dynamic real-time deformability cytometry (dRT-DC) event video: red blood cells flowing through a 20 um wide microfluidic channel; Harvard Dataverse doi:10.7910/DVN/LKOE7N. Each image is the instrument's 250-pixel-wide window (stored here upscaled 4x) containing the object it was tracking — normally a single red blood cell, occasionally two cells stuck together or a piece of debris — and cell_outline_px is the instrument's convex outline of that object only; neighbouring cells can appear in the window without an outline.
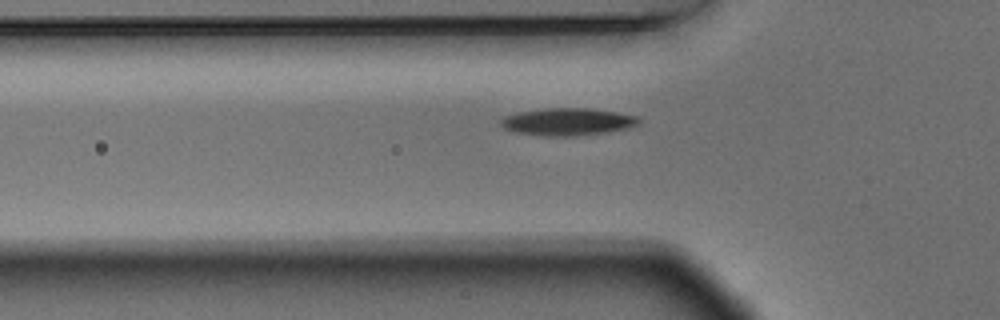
{"species": "Egyptian fruit bat (a non-hibernating species)", "species_latin": "Rousettus aegyptiacus", "temperature_condition": "warm", "stored_images_in_passage": 36, "camera_frame_rate_fps": 3000, "um_per_image_px": 0.085, "animal": {"sex": "male"}, "frame": {"image": 1, "passage_image": 5, "time_ms": 1.333, "image_size_px": [1000, 320], "cell_outline_px": [[640, 120], [636, 124], [628, 128], [604, 132], [572, 136], [548, 136], [516, 132], [504, 128], [500, 124], [500, 120], [504, 116], [520, 112], [544, 108], [592, 108], [616, 112], [636, 116]], "centroid_in_image_um": [48.22, 10.34], "position_along_channel_um": 77.6, "area_um2": 21.73}}
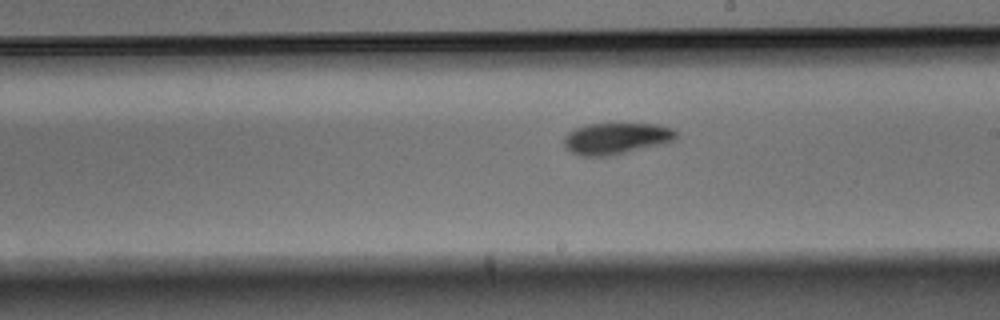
{"frame": {"image": 2, "passage_image": 18, "time_ms": 5.667, "image_size_px": [1000, 320], "cell_outline_px": [[680, 136], [676, 140], [668, 144], [612, 156], [580, 156], [564, 148], [564, 136], [568, 132], [576, 128], [588, 124], [660, 124], [672, 128], [680, 132]], "centroid_in_image_um": [52.48, 11.78], "position_along_channel_um": 236.5, "area_um2": 21.27}}
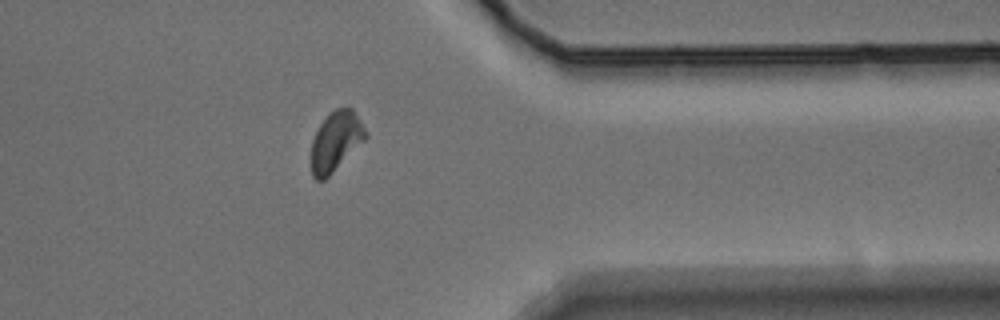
{"frame": {"image": 3, "passage_image": 31, "time_ms": 10.0, "image_size_px": [1000, 320], "cell_outline_px": [[368, 136], [324, 180], [316, 180], [312, 176], [312, 140], [320, 124], [336, 108], [348, 104], [352, 108], [360, 120]], "centroid_in_image_um": [28.54, 11.97], "position_along_channel_um": 382.9, "area_um2": 18.5}}